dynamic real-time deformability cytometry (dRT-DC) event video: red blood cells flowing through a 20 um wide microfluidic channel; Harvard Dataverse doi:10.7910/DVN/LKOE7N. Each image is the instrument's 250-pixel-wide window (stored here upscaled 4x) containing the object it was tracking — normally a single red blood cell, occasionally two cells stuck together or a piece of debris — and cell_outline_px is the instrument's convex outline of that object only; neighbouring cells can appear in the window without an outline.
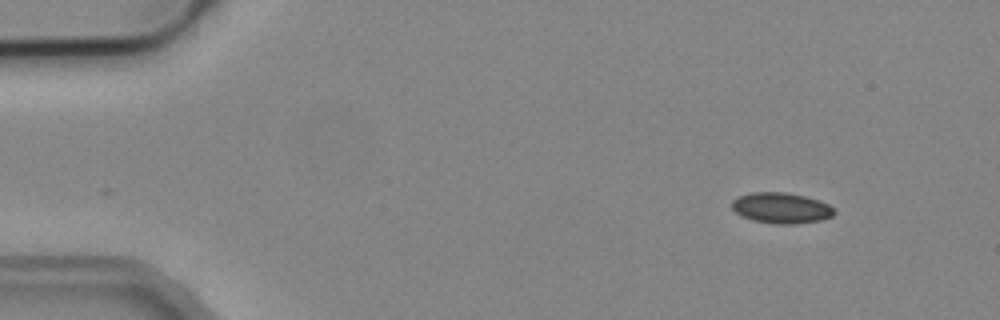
{"species": "common noctule bat (a hibernating species)", "species_latin": "Nyctalus noctula", "temperature_condition": "cold", "stored_images_in_passage": 4, "segment_of_instrument_passage": [1, 2], "camera_frame_rate_fps": 3000, "um_per_image_px": 0.085, "animal": {"sex": "male", "body_mass_g": 19.2, "forearm_length_mm": 51.8}, "frame": {"image": 1, "passage_image": 1, "time_ms": 0.0, "image_size_px": [1000, 320], "cell_outline_px": [[836, 212], [832, 216], [820, 220], [796, 224], [776, 224], [752, 220], [736, 212], [732, 208], [732, 200], [740, 196], [752, 192], [784, 192], [804, 196], [820, 200], [828, 204]], "centroid_in_image_um": [66.42, 17.68], "position_along_channel_um": 18.6, "area_um2": 18.21}}